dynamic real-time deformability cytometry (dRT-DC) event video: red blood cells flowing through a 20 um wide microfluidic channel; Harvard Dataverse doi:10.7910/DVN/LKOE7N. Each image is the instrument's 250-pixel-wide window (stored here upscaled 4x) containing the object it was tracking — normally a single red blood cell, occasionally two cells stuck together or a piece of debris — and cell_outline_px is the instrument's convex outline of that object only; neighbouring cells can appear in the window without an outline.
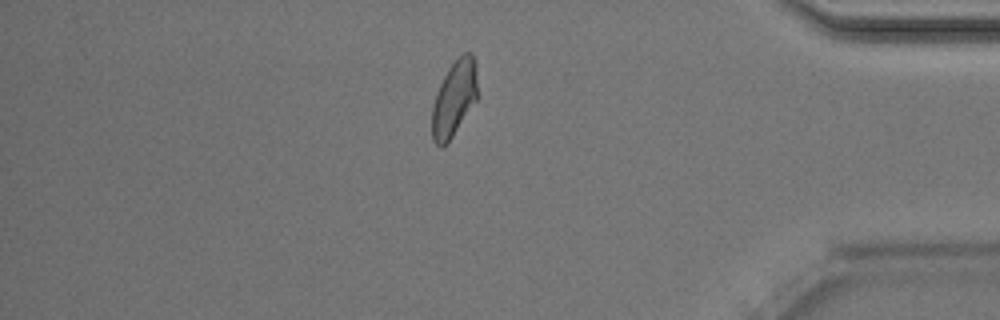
{"species": "Egyptian fruit bat (a non-hibernating species)", "species_latin": "Rousettus aegyptiacus", "temperature_condition": "room temperature", "stored_images_in_passage": 47, "camera_frame_rate_fps": 3000, "um_per_image_px": 0.085, "animal": {"sex": "male"}, "frame": {"image": 1, "passage_image": 40, "time_ms": 13.0, "image_size_px": [1000, 320], "cell_outline_px": [[476, 100], [452, 136], [440, 148], [432, 140], [432, 108], [436, 92], [448, 68], [464, 52], [468, 52], [476, 60]], "centroid_in_image_um": [38.58, 8.36], "position_along_channel_um": 396.6, "area_um2": 19.59}, "authors_computed_cell_mechanics": {"area_um2": 20.808, "velocity_mm_per_s": 4.0075, "shape_relaxation_time_tau1_ms": 6.5033, "shape_relaxation_time_tau2_ms": 1.4263, "deformation_change_tau1": 0.1587, "deformation_change_tau2": 0.0498}}